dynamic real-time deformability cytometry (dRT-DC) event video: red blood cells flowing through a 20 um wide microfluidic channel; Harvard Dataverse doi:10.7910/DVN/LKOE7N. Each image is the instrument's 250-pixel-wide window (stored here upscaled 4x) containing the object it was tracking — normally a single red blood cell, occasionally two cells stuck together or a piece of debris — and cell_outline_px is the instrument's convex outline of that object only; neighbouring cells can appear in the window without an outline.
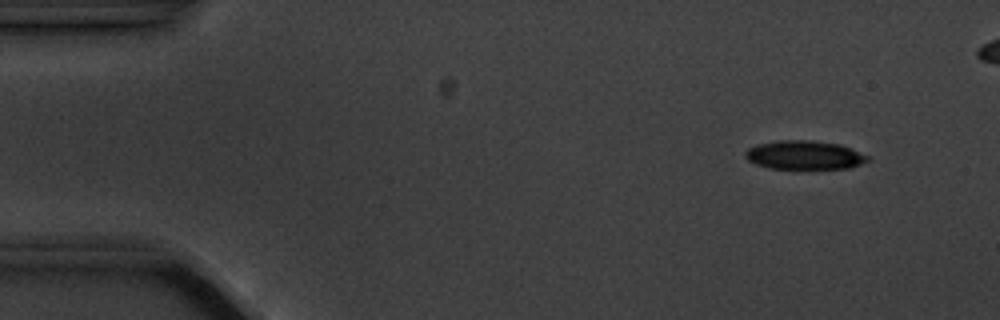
{"species": "common noctule bat (a hibernating species)", "species_latin": "Nyctalus noctula", "temperature_condition": "cold", "stored_images_in_passage": 6, "camera_frame_rate_fps": 3000, "um_per_image_px": 0.085, "animal": {"sex": "male", "body_mass_g": 20.1, "forearm_length_mm": 53.5}, "frame": {"image": 1, "passage_image": 2, "time_ms": 1.333, "image_size_px": [1000, 320], "cell_outline_px": [[872, 160], [852, 168], [800, 172], [768, 168], [756, 164], [748, 160], [744, 156], [744, 152], [748, 148], [756, 144], [780, 140], [808, 140], [840, 144], [868, 156]], "centroid_in_image_um": [68.38, 13.25], "position_along_channel_um": 16.6, "area_um2": 21.73}}